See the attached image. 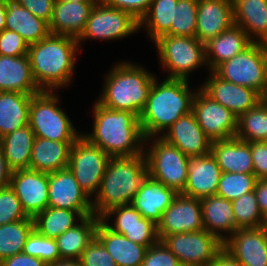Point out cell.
<instances>
[{
  "mask_svg": "<svg viewBox=\"0 0 267 266\" xmlns=\"http://www.w3.org/2000/svg\"><path fill=\"white\" fill-rule=\"evenodd\" d=\"M93 133L82 134L91 144L99 147L110 157L133 156L144 153L143 135L139 116L122 110L94 105ZM136 144V145H135Z\"/></svg>",
  "mask_w": 267,
  "mask_h": 266,
  "instance_id": "1",
  "label": "cell"
},
{
  "mask_svg": "<svg viewBox=\"0 0 267 266\" xmlns=\"http://www.w3.org/2000/svg\"><path fill=\"white\" fill-rule=\"evenodd\" d=\"M194 95L189 91L188 80L166 78L159 85L154 78L145 107L139 116L145 142L168 129L180 117L189 114Z\"/></svg>",
  "mask_w": 267,
  "mask_h": 266,
  "instance_id": "2",
  "label": "cell"
},
{
  "mask_svg": "<svg viewBox=\"0 0 267 266\" xmlns=\"http://www.w3.org/2000/svg\"><path fill=\"white\" fill-rule=\"evenodd\" d=\"M78 44L73 37L50 33L29 45L31 73L41 91H52L69 83Z\"/></svg>",
  "mask_w": 267,
  "mask_h": 266,
  "instance_id": "3",
  "label": "cell"
},
{
  "mask_svg": "<svg viewBox=\"0 0 267 266\" xmlns=\"http://www.w3.org/2000/svg\"><path fill=\"white\" fill-rule=\"evenodd\" d=\"M148 177L145 152L140 155L110 157L100 189L92 201L93 213L102 217L110 208L130 205Z\"/></svg>",
  "mask_w": 267,
  "mask_h": 266,
  "instance_id": "4",
  "label": "cell"
},
{
  "mask_svg": "<svg viewBox=\"0 0 267 266\" xmlns=\"http://www.w3.org/2000/svg\"><path fill=\"white\" fill-rule=\"evenodd\" d=\"M153 81L154 76L142 67L126 62L117 64L108 74L98 102L107 108L140 116Z\"/></svg>",
  "mask_w": 267,
  "mask_h": 266,
  "instance_id": "5",
  "label": "cell"
},
{
  "mask_svg": "<svg viewBox=\"0 0 267 266\" xmlns=\"http://www.w3.org/2000/svg\"><path fill=\"white\" fill-rule=\"evenodd\" d=\"M213 72L226 81L255 90L263 96L267 89V44L253 41Z\"/></svg>",
  "mask_w": 267,
  "mask_h": 266,
  "instance_id": "6",
  "label": "cell"
},
{
  "mask_svg": "<svg viewBox=\"0 0 267 266\" xmlns=\"http://www.w3.org/2000/svg\"><path fill=\"white\" fill-rule=\"evenodd\" d=\"M51 91L33 95L29 108V126L35 137L75 142L81 135L76 133L68 116L57 107L58 97Z\"/></svg>",
  "mask_w": 267,
  "mask_h": 266,
  "instance_id": "7",
  "label": "cell"
},
{
  "mask_svg": "<svg viewBox=\"0 0 267 266\" xmlns=\"http://www.w3.org/2000/svg\"><path fill=\"white\" fill-rule=\"evenodd\" d=\"M167 78L188 80L189 72L206 64L205 44L196 37L162 35L155 40Z\"/></svg>",
  "mask_w": 267,
  "mask_h": 266,
  "instance_id": "8",
  "label": "cell"
},
{
  "mask_svg": "<svg viewBox=\"0 0 267 266\" xmlns=\"http://www.w3.org/2000/svg\"><path fill=\"white\" fill-rule=\"evenodd\" d=\"M145 157L148 175L181 193L187 182L189 156L159 137Z\"/></svg>",
  "mask_w": 267,
  "mask_h": 266,
  "instance_id": "9",
  "label": "cell"
},
{
  "mask_svg": "<svg viewBox=\"0 0 267 266\" xmlns=\"http://www.w3.org/2000/svg\"><path fill=\"white\" fill-rule=\"evenodd\" d=\"M161 241L182 266H208L223 249V242L205 229L167 235Z\"/></svg>",
  "mask_w": 267,
  "mask_h": 266,
  "instance_id": "10",
  "label": "cell"
},
{
  "mask_svg": "<svg viewBox=\"0 0 267 266\" xmlns=\"http://www.w3.org/2000/svg\"><path fill=\"white\" fill-rule=\"evenodd\" d=\"M109 159L107 153L91 144L82 134L72 145L68 168L89 197L99 191Z\"/></svg>",
  "mask_w": 267,
  "mask_h": 266,
  "instance_id": "11",
  "label": "cell"
},
{
  "mask_svg": "<svg viewBox=\"0 0 267 266\" xmlns=\"http://www.w3.org/2000/svg\"><path fill=\"white\" fill-rule=\"evenodd\" d=\"M139 29V21L130 13L109 6L99 0L91 9L89 18L78 43L87 38L117 39L122 38Z\"/></svg>",
  "mask_w": 267,
  "mask_h": 266,
  "instance_id": "12",
  "label": "cell"
},
{
  "mask_svg": "<svg viewBox=\"0 0 267 266\" xmlns=\"http://www.w3.org/2000/svg\"><path fill=\"white\" fill-rule=\"evenodd\" d=\"M192 112L212 142L236 137L238 117L213 100L202 89L194 95Z\"/></svg>",
  "mask_w": 267,
  "mask_h": 266,
  "instance_id": "13",
  "label": "cell"
},
{
  "mask_svg": "<svg viewBox=\"0 0 267 266\" xmlns=\"http://www.w3.org/2000/svg\"><path fill=\"white\" fill-rule=\"evenodd\" d=\"M201 200L178 193L157 224L159 240L164 236L203 230Z\"/></svg>",
  "mask_w": 267,
  "mask_h": 266,
  "instance_id": "14",
  "label": "cell"
},
{
  "mask_svg": "<svg viewBox=\"0 0 267 266\" xmlns=\"http://www.w3.org/2000/svg\"><path fill=\"white\" fill-rule=\"evenodd\" d=\"M89 198L68 167L48 174V207L93 212Z\"/></svg>",
  "mask_w": 267,
  "mask_h": 266,
  "instance_id": "15",
  "label": "cell"
},
{
  "mask_svg": "<svg viewBox=\"0 0 267 266\" xmlns=\"http://www.w3.org/2000/svg\"><path fill=\"white\" fill-rule=\"evenodd\" d=\"M10 187L28 217L34 218L48 207V173L32 169L14 170Z\"/></svg>",
  "mask_w": 267,
  "mask_h": 266,
  "instance_id": "16",
  "label": "cell"
},
{
  "mask_svg": "<svg viewBox=\"0 0 267 266\" xmlns=\"http://www.w3.org/2000/svg\"><path fill=\"white\" fill-rule=\"evenodd\" d=\"M116 215L114 226L105 223L113 232L124 235L131 241L147 248L159 241L157 224L144 218L131 204L110 208L101 217L102 221Z\"/></svg>",
  "mask_w": 267,
  "mask_h": 266,
  "instance_id": "17",
  "label": "cell"
},
{
  "mask_svg": "<svg viewBox=\"0 0 267 266\" xmlns=\"http://www.w3.org/2000/svg\"><path fill=\"white\" fill-rule=\"evenodd\" d=\"M211 73L201 89L237 117L263 100L262 95L255 90L226 81L213 71Z\"/></svg>",
  "mask_w": 267,
  "mask_h": 266,
  "instance_id": "18",
  "label": "cell"
},
{
  "mask_svg": "<svg viewBox=\"0 0 267 266\" xmlns=\"http://www.w3.org/2000/svg\"><path fill=\"white\" fill-rule=\"evenodd\" d=\"M223 248L243 266H267V230L260 228L237 229Z\"/></svg>",
  "mask_w": 267,
  "mask_h": 266,
  "instance_id": "19",
  "label": "cell"
},
{
  "mask_svg": "<svg viewBox=\"0 0 267 266\" xmlns=\"http://www.w3.org/2000/svg\"><path fill=\"white\" fill-rule=\"evenodd\" d=\"M166 131L167 134L161 138L189 157L211 153L212 141L206 136L192 111L180 117Z\"/></svg>",
  "mask_w": 267,
  "mask_h": 266,
  "instance_id": "20",
  "label": "cell"
},
{
  "mask_svg": "<svg viewBox=\"0 0 267 266\" xmlns=\"http://www.w3.org/2000/svg\"><path fill=\"white\" fill-rule=\"evenodd\" d=\"M234 24L232 0H198L196 38L206 44Z\"/></svg>",
  "mask_w": 267,
  "mask_h": 266,
  "instance_id": "21",
  "label": "cell"
},
{
  "mask_svg": "<svg viewBox=\"0 0 267 266\" xmlns=\"http://www.w3.org/2000/svg\"><path fill=\"white\" fill-rule=\"evenodd\" d=\"M187 182L183 195L202 199L215 195L222 174L216 158L211 154L190 157Z\"/></svg>",
  "mask_w": 267,
  "mask_h": 266,
  "instance_id": "22",
  "label": "cell"
},
{
  "mask_svg": "<svg viewBox=\"0 0 267 266\" xmlns=\"http://www.w3.org/2000/svg\"><path fill=\"white\" fill-rule=\"evenodd\" d=\"M96 3L55 0L52 19L49 22L50 33L78 39Z\"/></svg>",
  "mask_w": 267,
  "mask_h": 266,
  "instance_id": "23",
  "label": "cell"
},
{
  "mask_svg": "<svg viewBox=\"0 0 267 266\" xmlns=\"http://www.w3.org/2000/svg\"><path fill=\"white\" fill-rule=\"evenodd\" d=\"M177 194L174 189L166 187L148 175L132 199L131 205L144 218L158 224L163 212L171 205Z\"/></svg>",
  "mask_w": 267,
  "mask_h": 266,
  "instance_id": "24",
  "label": "cell"
},
{
  "mask_svg": "<svg viewBox=\"0 0 267 266\" xmlns=\"http://www.w3.org/2000/svg\"><path fill=\"white\" fill-rule=\"evenodd\" d=\"M0 91L36 95L41 90L36 85L28 55H0Z\"/></svg>",
  "mask_w": 267,
  "mask_h": 266,
  "instance_id": "25",
  "label": "cell"
},
{
  "mask_svg": "<svg viewBox=\"0 0 267 266\" xmlns=\"http://www.w3.org/2000/svg\"><path fill=\"white\" fill-rule=\"evenodd\" d=\"M105 221L100 220L96 229V238L115 260L117 266H141L147 250L146 246L137 244L124 235L113 232Z\"/></svg>",
  "mask_w": 267,
  "mask_h": 266,
  "instance_id": "26",
  "label": "cell"
},
{
  "mask_svg": "<svg viewBox=\"0 0 267 266\" xmlns=\"http://www.w3.org/2000/svg\"><path fill=\"white\" fill-rule=\"evenodd\" d=\"M7 8L5 29L17 32L28 45L37 43L50 34L49 23L36 17L19 0H4Z\"/></svg>",
  "mask_w": 267,
  "mask_h": 266,
  "instance_id": "27",
  "label": "cell"
},
{
  "mask_svg": "<svg viewBox=\"0 0 267 266\" xmlns=\"http://www.w3.org/2000/svg\"><path fill=\"white\" fill-rule=\"evenodd\" d=\"M253 41L255 40H251L247 33L235 24L210 39L205 44L206 62L210 65V70L213 71L218 65L243 51Z\"/></svg>",
  "mask_w": 267,
  "mask_h": 266,
  "instance_id": "28",
  "label": "cell"
},
{
  "mask_svg": "<svg viewBox=\"0 0 267 266\" xmlns=\"http://www.w3.org/2000/svg\"><path fill=\"white\" fill-rule=\"evenodd\" d=\"M211 154L222 172L253 173L251 142L235 138L211 143Z\"/></svg>",
  "mask_w": 267,
  "mask_h": 266,
  "instance_id": "29",
  "label": "cell"
},
{
  "mask_svg": "<svg viewBox=\"0 0 267 266\" xmlns=\"http://www.w3.org/2000/svg\"><path fill=\"white\" fill-rule=\"evenodd\" d=\"M73 144L35 137L30 169L49 174L67 168Z\"/></svg>",
  "mask_w": 267,
  "mask_h": 266,
  "instance_id": "30",
  "label": "cell"
},
{
  "mask_svg": "<svg viewBox=\"0 0 267 266\" xmlns=\"http://www.w3.org/2000/svg\"><path fill=\"white\" fill-rule=\"evenodd\" d=\"M234 24L252 40L267 44V0H232ZM254 36H251V34Z\"/></svg>",
  "mask_w": 267,
  "mask_h": 266,
  "instance_id": "31",
  "label": "cell"
},
{
  "mask_svg": "<svg viewBox=\"0 0 267 266\" xmlns=\"http://www.w3.org/2000/svg\"><path fill=\"white\" fill-rule=\"evenodd\" d=\"M200 200L204 229L224 243L228 238L219 234L218 230L229 232L232 235L238 229L235 225L232 201L216 195Z\"/></svg>",
  "mask_w": 267,
  "mask_h": 266,
  "instance_id": "32",
  "label": "cell"
},
{
  "mask_svg": "<svg viewBox=\"0 0 267 266\" xmlns=\"http://www.w3.org/2000/svg\"><path fill=\"white\" fill-rule=\"evenodd\" d=\"M33 95L0 91V138L29 125V108Z\"/></svg>",
  "mask_w": 267,
  "mask_h": 266,
  "instance_id": "33",
  "label": "cell"
},
{
  "mask_svg": "<svg viewBox=\"0 0 267 266\" xmlns=\"http://www.w3.org/2000/svg\"><path fill=\"white\" fill-rule=\"evenodd\" d=\"M101 217L94 214L84 217L80 224L68 229L56 238L60 259L79 260L86 247L96 238Z\"/></svg>",
  "mask_w": 267,
  "mask_h": 266,
  "instance_id": "34",
  "label": "cell"
},
{
  "mask_svg": "<svg viewBox=\"0 0 267 266\" xmlns=\"http://www.w3.org/2000/svg\"><path fill=\"white\" fill-rule=\"evenodd\" d=\"M35 134L29 125L0 138V146L8 166L14 171L30 169Z\"/></svg>",
  "mask_w": 267,
  "mask_h": 266,
  "instance_id": "35",
  "label": "cell"
},
{
  "mask_svg": "<svg viewBox=\"0 0 267 266\" xmlns=\"http://www.w3.org/2000/svg\"><path fill=\"white\" fill-rule=\"evenodd\" d=\"M94 214L93 212H77L64 208L47 207L33 218L34 229L41 235L57 238L75 224V215L79 220Z\"/></svg>",
  "mask_w": 267,
  "mask_h": 266,
  "instance_id": "36",
  "label": "cell"
},
{
  "mask_svg": "<svg viewBox=\"0 0 267 266\" xmlns=\"http://www.w3.org/2000/svg\"><path fill=\"white\" fill-rule=\"evenodd\" d=\"M177 2L178 0H152L148 11L139 21V28L146 25L153 41L162 35H171L174 4Z\"/></svg>",
  "mask_w": 267,
  "mask_h": 266,
  "instance_id": "37",
  "label": "cell"
},
{
  "mask_svg": "<svg viewBox=\"0 0 267 266\" xmlns=\"http://www.w3.org/2000/svg\"><path fill=\"white\" fill-rule=\"evenodd\" d=\"M236 138L245 142L267 141V104L263 100L238 117Z\"/></svg>",
  "mask_w": 267,
  "mask_h": 266,
  "instance_id": "38",
  "label": "cell"
},
{
  "mask_svg": "<svg viewBox=\"0 0 267 266\" xmlns=\"http://www.w3.org/2000/svg\"><path fill=\"white\" fill-rule=\"evenodd\" d=\"M34 229L33 219L0 225V262L23 252L28 235Z\"/></svg>",
  "mask_w": 267,
  "mask_h": 266,
  "instance_id": "39",
  "label": "cell"
},
{
  "mask_svg": "<svg viewBox=\"0 0 267 266\" xmlns=\"http://www.w3.org/2000/svg\"><path fill=\"white\" fill-rule=\"evenodd\" d=\"M232 210L235 215V225L238 229L260 228L265 226L266 219L259 209L254 191L233 200Z\"/></svg>",
  "mask_w": 267,
  "mask_h": 266,
  "instance_id": "40",
  "label": "cell"
},
{
  "mask_svg": "<svg viewBox=\"0 0 267 266\" xmlns=\"http://www.w3.org/2000/svg\"><path fill=\"white\" fill-rule=\"evenodd\" d=\"M256 182L254 173L222 172L215 195L233 201L254 191Z\"/></svg>",
  "mask_w": 267,
  "mask_h": 266,
  "instance_id": "41",
  "label": "cell"
},
{
  "mask_svg": "<svg viewBox=\"0 0 267 266\" xmlns=\"http://www.w3.org/2000/svg\"><path fill=\"white\" fill-rule=\"evenodd\" d=\"M198 0H178L174 4L171 35L196 37V17Z\"/></svg>",
  "mask_w": 267,
  "mask_h": 266,
  "instance_id": "42",
  "label": "cell"
},
{
  "mask_svg": "<svg viewBox=\"0 0 267 266\" xmlns=\"http://www.w3.org/2000/svg\"><path fill=\"white\" fill-rule=\"evenodd\" d=\"M23 253L36 257L46 264L60 260V253L55 238L41 235L35 229L28 235Z\"/></svg>",
  "mask_w": 267,
  "mask_h": 266,
  "instance_id": "43",
  "label": "cell"
},
{
  "mask_svg": "<svg viewBox=\"0 0 267 266\" xmlns=\"http://www.w3.org/2000/svg\"><path fill=\"white\" fill-rule=\"evenodd\" d=\"M24 219H33L26 215L15 191L10 187L0 189V225Z\"/></svg>",
  "mask_w": 267,
  "mask_h": 266,
  "instance_id": "44",
  "label": "cell"
},
{
  "mask_svg": "<svg viewBox=\"0 0 267 266\" xmlns=\"http://www.w3.org/2000/svg\"><path fill=\"white\" fill-rule=\"evenodd\" d=\"M80 262L82 266H117L103 244L94 238L83 251Z\"/></svg>",
  "mask_w": 267,
  "mask_h": 266,
  "instance_id": "45",
  "label": "cell"
},
{
  "mask_svg": "<svg viewBox=\"0 0 267 266\" xmlns=\"http://www.w3.org/2000/svg\"><path fill=\"white\" fill-rule=\"evenodd\" d=\"M141 266H182L177 257L159 240L147 248Z\"/></svg>",
  "mask_w": 267,
  "mask_h": 266,
  "instance_id": "46",
  "label": "cell"
},
{
  "mask_svg": "<svg viewBox=\"0 0 267 266\" xmlns=\"http://www.w3.org/2000/svg\"><path fill=\"white\" fill-rule=\"evenodd\" d=\"M28 49L29 45L17 32L8 29L0 32V55H28Z\"/></svg>",
  "mask_w": 267,
  "mask_h": 266,
  "instance_id": "47",
  "label": "cell"
},
{
  "mask_svg": "<svg viewBox=\"0 0 267 266\" xmlns=\"http://www.w3.org/2000/svg\"><path fill=\"white\" fill-rule=\"evenodd\" d=\"M251 156L257 180L267 179V141L251 142Z\"/></svg>",
  "mask_w": 267,
  "mask_h": 266,
  "instance_id": "48",
  "label": "cell"
},
{
  "mask_svg": "<svg viewBox=\"0 0 267 266\" xmlns=\"http://www.w3.org/2000/svg\"><path fill=\"white\" fill-rule=\"evenodd\" d=\"M109 6L130 13L136 20L141 18L148 11L152 0H103Z\"/></svg>",
  "mask_w": 267,
  "mask_h": 266,
  "instance_id": "49",
  "label": "cell"
},
{
  "mask_svg": "<svg viewBox=\"0 0 267 266\" xmlns=\"http://www.w3.org/2000/svg\"><path fill=\"white\" fill-rule=\"evenodd\" d=\"M19 3L36 17L51 21L55 0H19Z\"/></svg>",
  "mask_w": 267,
  "mask_h": 266,
  "instance_id": "50",
  "label": "cell"
},
{
  "mask_svg": "<svg viewBox=\"0 0 267 266\" xmlns=\"http://www.w3.org/2000/svg\"><path fill=\"white\" fill-rule=\"evenodd\" d=\"M47 264L39 258L25 253H18L0 262V266H46Z\"/></svg>",
  "mask_w": 267,
  "mask_h": 266,
  "instance_id": "51",
  "label": "cell"
},
{
  "mask_svg": "<svg viewBox=\"0 0 267 266\" xmlns=\"http://www.w3.org/2000/svg\"><path fill=\"white\" fill-rule=\"evenodd\" d=\"M254 193L259 209L265 219H267V179L257 180Z\"/></svg>",
  "mask_w": 267,
  "mask_h": 266,
  "instance_id": "52",
  "label": "cell"
},
{
  "mask_svg": "<svg viewBox=\"0 0 267 266\" xmlns=\"http://www.w3.org/2000/svg\"><path fill=\"white\" fill-rule=\"evenodd\" d=\"M12 172L13 170L8 166L0 146V189L10 186Z\"/></svg>",
  "mask_w": 267,
  "mask_h": 266,
  "instance_id": "53",
  "label": "cell"
},
{
  "mask_svg": "<svg viewBox=\"0 0 267 266\" xmlns=\"http://www.w3.org/2000/svg\"><path fill=\"white\" fill-rule=\"evenodd\" d=\"M208 266H243V265L223 248Z\"/></svg>",
  "mask_w": 267,
  "mask_h": 266,
  "instance_id": "54",
  "label": "cell"
},
{
  "mask_svg": "<svg viewBox=\"0 0 267 266\" xmlns=\"http://www.w3.org/2000/svg\"><path fill=\"white\" fill-rule=\"evenodd\" d=\"M46 266H82L80 260L76 259H60L56 262L49 263Z\"/></svg>",
  "mask_w": 267,
  "mask_h": 266,
  "instance_id": "55",
  "label": "cell"
},
{
  "mask_svg": "<svg viewBox=\"0 0 267 266\" xmlns=\"http://www.w3.org/2000/svg\"><path fill=\"white\" fill-rule=\"evenodd\" d=\"M7 8L4 0H0V32L5 29V17Z\"/></svg>",
  "mask_w": 267,
  "mask_h": 266,
  "instance_id": "56",
  "label": "cell"
},
{
  "mask_svg": "<svg viewBox=\"0 0 267 266\" xmlns=\"http://www.w3.org/2000/svg\"><path fill=\"white\" fill-rule=\"evenodd\" d=\"M67 2H98L99 0H62Z\"/></svg>",
  "mask_w": 267,
  "mask_h": 266,
  "instance_id": "57",
  "label": "cell"
},
{
  "mask_svg": "<svg viewBox=\"0 0 267 266\" xmlns=\"http://www.w3.org/2000/svg\"><path fill=\"white\" fill-rule=\"evenodd\" d=\"M262 98H263V101L267 104V89H266L265 94L262 96Z\"/></svg>",
  "mask_w": 267,
  "mask_h": 266,
  "instance_id": "58",
  "label": "cell"
},
{
  "mask_svg": "<svg viewBox=\"0 0 267 266\" xmlns=\"http://www.w3.org/2000/svg\"><path fill=\"white\" fill-rule=\"evenodd\" d=\"M265 227H266V230H267V219L265 220Z\"/></svg>",
  "mask_w": 267,
  "mask_h": 266,
  "instance_id": "59",
  "label": "cell"
}]
</instances>
